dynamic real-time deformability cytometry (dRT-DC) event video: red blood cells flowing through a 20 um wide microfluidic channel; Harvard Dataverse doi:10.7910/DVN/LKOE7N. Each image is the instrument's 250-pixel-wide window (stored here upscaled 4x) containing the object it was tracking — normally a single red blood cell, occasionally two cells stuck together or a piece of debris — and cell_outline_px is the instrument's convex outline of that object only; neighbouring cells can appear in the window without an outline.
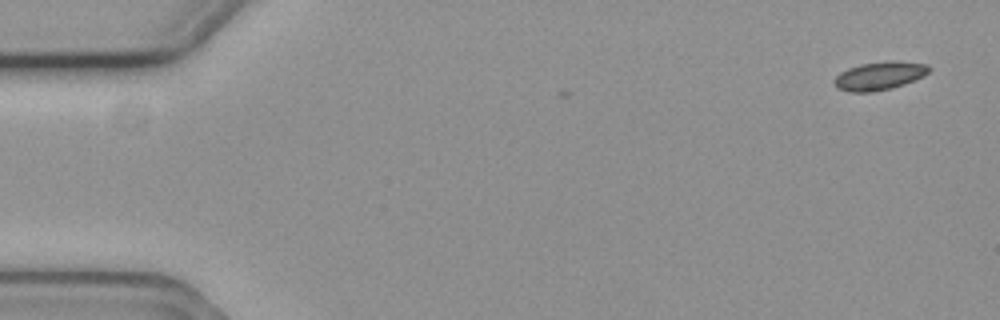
{"species": "common noctule bat (a hibernating species)", "species_latin": "Nyctalus noctula", "temperature_condition": "cold", "stored_images_in_passage": 5, "camera_frame_rate_fps": 3000, "um_per_image_px": 0.085, "animal": {"sex": "female", "body_mass_g": 19.3, "forearm_length_mm": 54.1}, "frame": {"image": 1, "passage_image": 1, "time_ms": 0.0, "image_size_px": [1000, 320], "cell_outline_px": [[932, 68], [924, 76], [904, 84], [892, 88], [872, 92], [848, 92], [836, 88], [832, 84], [832, 80], [840, 72], [848, 68], [860, 64], [928, 64]], "centroid_in_image_um": [74.65, 6.52], "position_along_channel_um": 10.4, "area_um2": 14.91}}
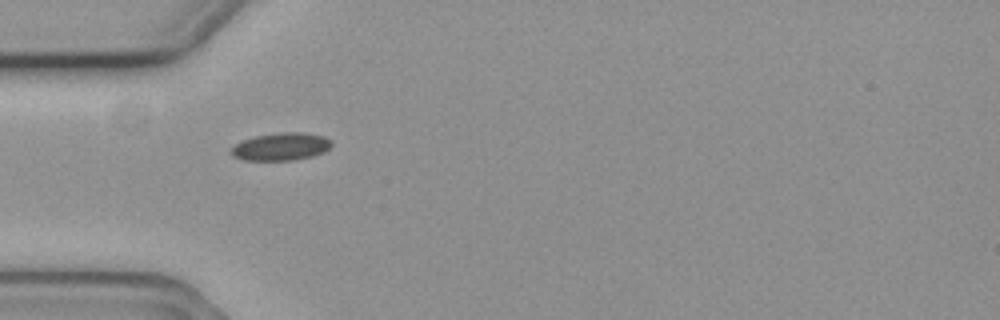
{"frame": {"image": 2, "passage_image": 4, "time_ms": 1.0, "image_size_px": [1000, 320], "cell_outline_px": [[332, 144], [324, 152], [312, 156], [292, 160], [244, 160], [232, 156], [228, 152], [236, 144], [244, 140], [256, 136], [276, 132], [304, 132], [324, 136], [332, 140]], "centroid_in_image_um": [23.89, 12.45], "position_along_channel_um": 61.1, "area_um2": 16.24}}
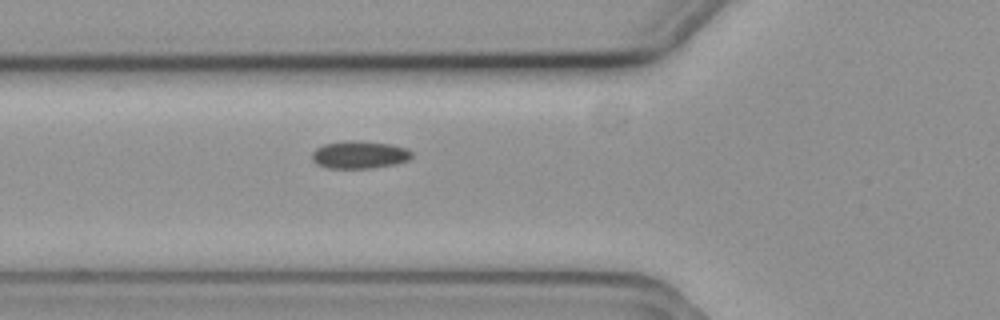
{"frame": {"image": 3, "passage_image": 5, "time_ms": 1.333, "image_size_px": [1000, 320], "cell_outline_px": [[412, 156], [408, 160], [396, 164], [368, 168], [328, 168], [316, 164], [312, 160], [312, 152], [316, 148], [324, 144], [344, 140], [360, 140], [392, 144], [408, 148], [412, 152]], "centroid_in_image_um": [30.55, 13.13], "position_along_channel_um": 95.2, "area_um2": 16.3}}